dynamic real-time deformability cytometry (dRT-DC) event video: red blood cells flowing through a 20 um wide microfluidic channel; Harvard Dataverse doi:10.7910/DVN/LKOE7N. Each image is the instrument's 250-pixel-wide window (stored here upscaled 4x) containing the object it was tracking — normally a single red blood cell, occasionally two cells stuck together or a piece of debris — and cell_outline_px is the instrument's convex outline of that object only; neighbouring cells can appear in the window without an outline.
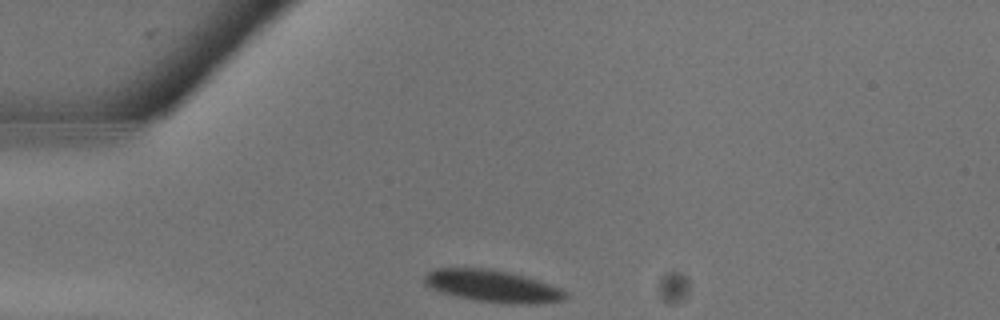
{"species": "common noctule bat (a hibernating species)", "species_latin": "Nyctalus noctula", "temperature_condition": "warm", "stored_images_in_passage": 6, "camera_frame_rate_fps": 3000, "um_per_image_px": 0.085, "animal": {"sex": "male", "body_mass_g": 13.3}, "frame": {"image": 1, "passage_image": 1, "time_ms": 0.0, "image_size_px": [1000, 320], "cell_outline_px": [[568, 296], [560, 300], [528, 304], [516, 304], [476, 300], [440, 292], [424, 284], [424, 276], [428, 272], [436, 268], [484, 268], [508, 272], [524, 276], [560, 288]], "centroid_in_image_um": [41.81, 24.3], "position_along_channel_um": 43.2, "area_um2": 25.78}}
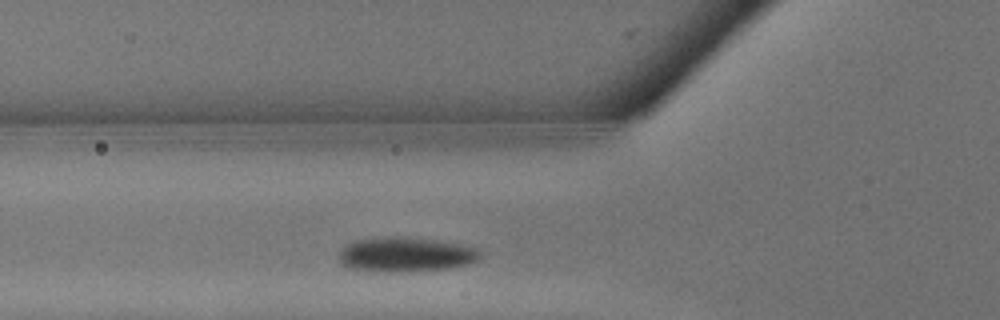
{"frame": {"image": 2, "passage_image": 4, "time_ms": 1.0, "image_size_px": [1000, 320], "cell_outline_px": [[484, 252], [480, 260], [468, 264], [448, 268], [348, 268], [340, 264], [340, 248], [356, 240], [440, 240], [468, 244], [480, 248]], "centroid_in_image_um": [34.68, 21.61], "position_along_channel_um": 91.1, "area_um2": 26.18}}
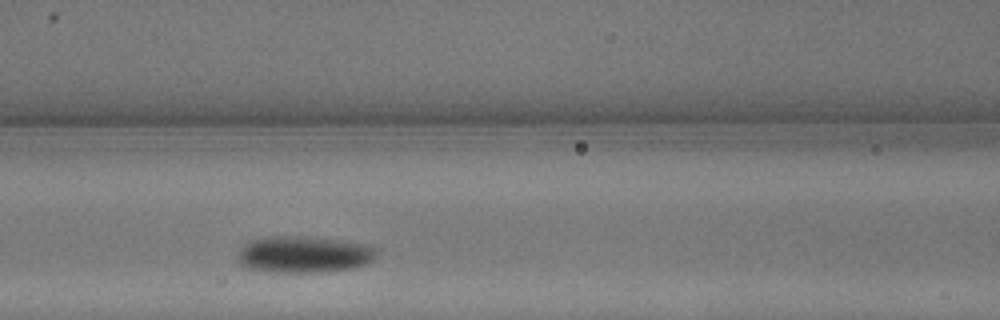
{"frame": {"image": 3, "passage_image": 6, "time_ms": 1.667, "image_size_px": [1000, 320], "cell_outline_px": [[380, 252], [368, 264], [356, 268], [324, 272], [264, 272], [248, 268], [240, 264], [236, 260], [236, 256], [240, 248], [244, 244], [252, 240], [264, 236], [308, 236], [344, 240], [368, 244], [380, 248]], "centroid_in_image_um": [25.87, 21.62], "position_along_channel_um": 140.7, "area_um2": 30.69}}